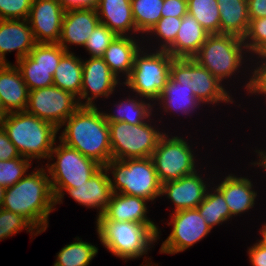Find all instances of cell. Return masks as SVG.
<instances>
[{"instance_id":"6da1fadb","label":"cell","mask_w":266,"mask_h":266,"mask_svg":"<svg viewBox=\"0 0 266 266\" xmlns=\"http://www.w3.org/2000/svg\"><path fill=\"white\" fill-rule=\"evenodd\" d=\"M35 170L5 189L2 208L23 216L36 231L43 233L50 213L56 209V200L50 176L44 168Z\"/></svg>"},{"instance_id":"7a4b0ae2","label":"cell","mask_w":266,"mask_h":266,"mask_svg":"<svg viewBox=\"0 0 266 266\" xmlns=\"http://www.w3.org/2000/svg\"><path fill=\"white\" fill-rule=\"evenodd\" d=\"M64 125L59 141L100 166L112 159L108 122L99 108L80 106L61 127Z\"/></svg>"},{"instance_id":"3957f363","label":"cell","mask_w":266,"mask_h":266,"mask_svg":"<svg viewBox=\"0 0 266 266\" xmlns=\"http://www.w3.org/2000/svg\"><path fill=\"white\" fill-rule=\"evenodd\" d=\"M22 157L48 159L59 129L26 111L7 113L4 128Z\"/></svg>"},{"instance_id":"277c9868","label":"cell","mask_w":266,"mask_h":266,"mask_svg":"<svg viewBox=\"0 0 266 266\" xmlns=\"http://www.w3.org/2000/svg\"><path fill=\"white\" fill-rule=\"evenodd\" d=\"M111 171L112 193L139 196L147 200H155L161 196L160 183L151 157L111 159L105 166Z\"/></svg>"},{"instance_id":"5b68a950","label":"cell","mask_w":266,"mask_h":266,"mask_svg":"<svg viewBox=\"0 0 266 266\" xmlns=\"http://www.w3.org/2000/svg\"><path fill=\"white\" fill-rule=\"evenodd\" d=\"M96 227L102 245L123 260L142 257L158 240L147 225L140 223L97 220Z\"/></svg>"},{"instance_id":"8992f818","label":"cell","mask_w":266,"mask_h":266,"mask_svg":"<svg viewBox=\"0 0 266 266\" xmlns=\"http://www.w3.org/2000/svg\"><path fill=\"white\" fill-rule=\"evenodd\" d=\"M144 47L136 54L131 74L123 84L138 97L156 102L170 77V66L175 58L166 50L147 53Z\"/></svg>"},{"instance_id":"52a82bcc","label":"cell","mask_w":266,"mask_h":266,"mask_svg":"<svg viewBox=\"0 0 266 266\" xmlns=\"http://www.w3.org/2000/svg\"><path fill=\"white\" fill-rule=\"evenodd\" d=\"M242 38L229 34H209L193 57L219 81L231 78L244 64L247 50ZM245 51V52H244Z\"/></svg>"},{"instance_id":"ba28073f","label":"cell","mask_w":266,"mask_h":266,"mask_svg":"<svg viewBox=\"0 0 266 266\" xmlns=\"http://www.w3.org/2000/svg\"><path fill=\"white\" fill-rule=\"evenodd\" d=\"M148 121L138 125L126 122H108L112 159L151 157L160 139L166 134L160 132ZM149 122V123H148Z\"/></svg>"},{"instance_id":"9c48e42d","label":"cell","mask_w":266,"mask_h":266,"mask_svg":"<svg viewBox=\"0 0 266 266\" xmlns=\"http://www.w3.org/2000/svg\"><path fill=\"white\" fill-rule=\"evenodd\" d=\"M170 76L192 90L202 104L234 103L222 82L193 58H175L170 66Z\"/></svg>"},{"instance_id":"30bf717a","label":"cell","mask_w":266,"mask_h":266,"mask_svg":"<svg viewBox=\"0 0 266 266\" xmlns=\"http://www.w3.org/2000/svg\"><path fill=\"white\" fill-rule=\"evenodd\" d=\"M59 143L57 146L54 145L48 158L50 161L57 158L56 162L46 164L52 188H75L86 183L102 167L76 149L61 141Z\"/></svg>"},{"instance_id":"8fae6325","label":"cell","mask_w":266,"mask_h":266,"mask_svg":"<svg viewBox=\"0 0 266 266\" xmlns=\"http://www.w3.org/2000/svg\"><path fill=\"white\" fill-rule=\"evenodd\" d=\"M192 146L179 136L165 134L159 141L151 158L161 184L194 174L196 156Z\"/></svg>"},{"instance_id":"7c38bea8","label":"cell","mask_w":266,"mask_h":266,"mask_svg":"<svg viewBox=\"0 0 266 266\" xmlns=\"http://www.w3.org/2000/svg\"><path fill=\"white\" fill-rule=\"evenodd\" d=\"M79 107L76 96L52 85L29 91L25 111L54 124L60 130L65 120Z\"/></svg>"},{"instance_id":"4fadbf2b","label":"cell","mask_w":266,"mask_h":266,"mask_svg":"<svg viewBox=\"0 0 266 266\" xmlns=\"http://www.w3.org/2000/svg\"><path fill=\"white\" fill-rule=\"evenodd\" d=\"M170 217L168 225L172 224V232L162 243L161 253L173 255L183 252L212 230L197 209L173 212Z\"/></svg>"},{"instance_id":"5bb4252c","label":"cell","mask_w":266,"mask_h":266,"mask_svg":"<svg viewBox=\"0 0 266 266\" xmlns=\"http://www.w3.org/2000/svg\"><path fill=\"white\" fill-rule=\"evenodd\" d=\"M119 79L110 71L102 57L82 60V89L77 98L79 105L94 107L96 98L105 96L108 99L114 93L116 85L122 84ZM82 99L86 101L83 102Z\"/></svg>"},{"instance_id":"9a60e30c","label":"cell","mask_w":266,"mask_h":266,"mask_svg":"<svg viewBox=\"0 0 266 266\" xmlns=\"http://www.w3.org/2000/svg\"><path fill=\"white\" fill-rule=\"evenodd\" d=\"M56 205L64 198V191L67 192L78 204L88 208L99 210L97 218L106 209L111 195L109 172L102 166L86 183L75 186V188H52Z\"/></svg>"},{"instance_id":"2e32d148","label":"cell","mask_w":266,"mask_h":266,"mask_svg":"<svg viewBox=\"0 0 266 266\" xmlns=\"http://www.w3.org/2000/svg\"><path fill=\"white\" fill-rule=\"evenodd\" d=\"M65 10L58 0H33L28 17L36 43H58Z\"/></svg>"},{"instance_id":"e0dca14e","label":"cell","mask_w":266,"mask_h":266,"mask_svg":"<svg viewBox=\"0 0 266 266\" xmlns=\"http://www.w3.org/2000/svg\"><path fill=\"white\" fill-rule=\"evenodd\" d=\"M147 202L149 200L139 196L112 193L106 209L96 220H112L147 225L159 239L160 230L158 226L146 215L148 213Z\"/></svg>"},{"instance_id":"ac0fdd59","label":"cell","mask_w":266,"mask_h":266,"mask_svg":"<svg viewBox=\"0 0 266 266\" xmlns=\"http://www.w3.org/2000/svg\"><path fill=\"white\" fill-rule=\"evenodd\" d=\"M199 175L196 171L194 174L162 184L161 196L165 195L173 202V212L196 209L203 201L210 184H206L203 176Z\"/></svg>"},{"instance_id":"d6986e66","label":"cell","mask_w":266,"mask_h":266,"mask_svg":"<svg viewBox=\"0 0 266 266\" xmlns=\"http://www.w3.org/2000/svg\"><path fill=\"white\" fill-rule=\"evenodd\" d=\"M36 44L28 19H0V64H9L6 53L16 50L17 62L29 55Z\"/></svg>"},{"instance_id":"ffe728a7","label":"cell","mask_w":266,"mask_h":266,"mask_svg":"<svg viewBox=\"0 0 266 266\" xmlns=\"http://www.w3.org/2000/svg\"><path fill=\"white\" fill-rule=\"evenodd\" d=\"M100 23L95 8L66 10L58 44L69 51L70 44L85 46L87 39ZM69 45H68V44Z\"/></svg>"},{"instance_id":"44dd1931","label":"cell","mask_w":266,"mask_h":266,"mask_svg":"<svg viewBox=\"0 0 266 266\" xmlns=\"http://www.w3.org/2000/svg\"><path fill=\"white\" fill-rule=\"evenodd\" d=\"M29 89L19 69L9 64H0V107L6 113L25 111Z\"/></svg>"},{"instance_id":"7402d4cb","label":"cell","mask_w":266,"mask_h":266,"mask_svg":"<svg viewBox=\"0 0 266 266\" xmlns=\"http://www.w3.org/2000/svg\"><path fill=\"white\" fill-rule=\"evenodd\" d=\"M216 187L222 192L229 207L230 218L254 207L257 192L253 189L251 179L229 174Z\"/></svg>"},{"instance_id":"603a6c76","label":"cell","mask_w":266,"mask_h":266,"mask_svg":"<svg viewBox=\"0 0 266 266\" xmlns=\"http://www.w3.org/2000/svg\"><path fill=\"white\" fill-rule=\"evenodd\" d=\"M96 11L100 23L117 36H129V32L139 33L134 23L131 0H99Z\"/></svg>"},{"instance_id":"cb8c5ba5","label":"cell","mask_w":266,"mask_h":266,"mask_svg":"<svg viewBox=\"0 0 266 266\" xmlns=\"http://www.w3.org/2000/svg\"><path fill=\"white\" fill-rule=\"evenodd\" d=\"M209 33L190 14L182 17L175 41L166 49L173 58H193Z\"/></svg>"},{"instance_id":"d4e9b609","label":"cell","mask_w":266,"mask_h":266,"mask_svg":"<svg viewBox=\"0 0 266 266\" xmlns=\"http://www.w3.org/2000/svg\"><path fill=\"white\" fill-rule=\"evenodd\" d=\"M138 43L132 36H117L105 50L102 58L117 78L121 72L126 79L130 76L134 58L141 49Z\"/></svg>"},{"instance_id":"484cf974","label":"cell","mask_w":266,"mask_h":266,"mask_svg":"<svg viewBox=\"0 0 266 266\" xmlns=\"http://www.w3.org/2000/svg\"><path fill=\"white\" fill-rule=\"evenodd\" d=\"M217 3L220 14L219 34L243 39L250 24L247 0H217Z\"/></svg>"},{"instance_id":"4316f807","label":"cell","mask_w":266,"mask_h":266,"mask_svg":"<svg viewBox=\"0 0 266 266\" xmlns=\"http://www.w3.org/2000/svg\"><path fill=\"white\" fill-rule=\"evenodd\" d=\"M165 113H184L189 115L201 106V102L194 96L192 90L169 77L164 89L157 100ZM175 111V112H174Z\"/></svg>"},{"instance_id":"83f0119b","label":"cell","mask_w":266,"mask_h":266,"mask_svg":"<svg viewBox=\"0 0 266 266\" xmlns=\"http://www.w3.org/2000/svg\"><path fill=\"white\" fill-rule=\"evenodd\" d=\"M53 85L78 98L82 89V59L67 52L55 70Z\"/></svg>"},{"instance_id":"f1b7e54d","label":"cell","mask_w":266,"mask_h":266,"mask_svg":"<svg viewBox=\"0 0 266 266\" xmlns=\"http://www.w3.org/2000/svg\"><path fill=\"white\" fill-rule=\"evenodd\" d=\"M128 97L130 98H125L124 101L120 100L119 104H115L118 107L117 114L103 112L107 122H126L130 125H138L146 122L152 116L155 102L147 103L144 99H137L138 96H134L135 99L130 95Z\"/></svg>"},{"instance_id":"f546056e","label":"cell","mask_w":266,"mask_h":266,"mask_svg":"<svg viewBox=\"0 0 266 266\" xmlns=\"http://www.w3.org/2000/svg\"><path fill=\"white\" fill-rule=\"evenodd\" d=\"M214 187H211L212 191H207L205 198L196 208L211 229L230 219V210L223 194L216 186Z\"/></svg>"},{"instance_id":"4dcf8cb0","label":"cell","mask_w":266,"mask_h":266,"mask_svg":"<svg viewBox=\"0 0 266 266\" xmlns=\"http://www.w3.org/2000/svg\"><path fill=\"white\" fill-rule=\"evenodd\" d=\"M76 237V242L65 245L57 254L58 266H89L98 253V247Z\"/></svg>"},{"instance_id":"1f68e13d","label":"cell","mask_w":266,"mask_h":266,"mask_svg":"<svg viewBox=\"0 0 266 266\" xmlns=\"http://www.w3.org/2000/svg\"><path fill=\"white\" fill-rule=\"evenodd\" d=\"M15 66L21 72L29 91L53 85V76L56 68L39 66L29 55L18 60Z\"/></svg>"},{"instance_id":"d6a6232c","label":"cell","mask_w":266,"mask_h":266,"mask_svg":"<svg viewBox=\"0 0 266 266\" xmlns=\"http://www.w3.org/2000/svg\"><path fill=\"white\" fill-rule=\"evenodd\" d=\"M164 0H131V8L136 29L148 33L161 19Z\"/></svg>"},{"instance_id":"836d02e7","label":"cell","mask_w":266,"mask_h":266,"mask_svg":"<svg viewBox=\"0 0 266 266\" xmlns=\"http://www.w3.org/2000/svg\"><path fill=\"white\" fill-rule=\"evenodd\" d=\"M187 9L209 34H219L220 14L217 0H187Z\"/></svg>"},{"instance_id":"e575fe53","label":"cell","mask_w":266,"mask_h":266,"mask_svg":"<svg viewBox=\"0 0 266 266\" xmlns=\"http://www.w3.org/2000/svg\"><path fill=\"white\" fill-rule=\"evenodd\" d=\"M67 53L58 43H37L29 56L44 68H57L61 58Z\"/></svg>"},{"instance_id":"d590c367","label":"cell","mask_w":266,"mask_h":266,"mask_svg":"<svg viewBox=\"0 0 266 266\" xmlns=\"http://www.w3.org/2000/svg\"><path fill=\"white\" fill-rule=\"evenodd\" d=\"M31 160L18 157L7 161H0V185L5 188L13 186L27 173L31 167Z\"/></svg>"},{"instance_id":"8d00e7d4","label":"cell","mask_w":266,"mask_h":266,"mask_svg":"<svg viewBox=\"0 0 266 266\" xmlns=\"http://www.w3.org/2000/svg\"><path fill=\"white\" fill-rule=\"evenodd\" d=\"M182 17H161V19L149 30L147 35H155L160 39L158 48L154 50H166L174 41L181 25ZM162 43V44H161Z\"/></svg>"},{"instance_id":"74e56055","label":"cell","mask_w":266,"mask_h":266,"mask_svg":"<svg viewBox=\"0 0 266 266\" xmlns=\"http://www.w3.org/2000/svg\"><path fill=\"white\" fill-rule=\"evenodd\" d=\"M24 229L31 233V236L40 234L38 231H34L36 229L23 216L3 208L0 209V240Z\"/></svg>"},{"instance_id":"f35d334b","label":"cell","mask_w":266,"mask_h":266,"mask_svg":"<svg viewBox=\"0 0 266 266\" xmlns=\"http://www.w3.org/2000/svg\"><path fill=\"white\" fill-rule=\"evenodd\" d=\"M243 41L247 52L251 55L262 53L266 49V17L250 20Z\"/></svg>"},{"instance_id":"ab89813d","label":"cell","mask_w":266,"mask_h":266,"mask_svg":"<svg viewBox=\"0 0 266 266\" xmlns=\"http://www.w3.org/2000/svg\"><path fill=\"white\" fill-rule=\"evenodd\" d=\"M116 37L117 35L108 27L99 23L87 39L84 48L91 55L90 57H102L109 44Z\"/></svg>"},{"instance_id":"60d3db41","label":"cell","mask_w":266,"mask_h":266,"mask_svg":"<svg viewBox=\"0 0 266 266\" xmlns=\"http://www.w3.org/2000/svg\"><path fill=\"white\" fill-rule=\"evenodd\" d=\"M33 0H0V19H28Z\"/></svg>"},{"instance_id":"b9f144b4","label":"cell","mask_w":266,"mask_h":266,"mask_svg":"<svg viewBox=\"0 0 266 266\" xmlns=\"http://www.w3.org/2000/svg\"><path fill=\"white\" fill-rule=\"evenodd\" d=\"M256 55V59L261 58V61L255 63L257 67L255 66L252 70V76L249 81H247L248 83H246L245 89L247 93L255 95L258 93L266 97V56L263 53H258Z\"/></svg>"},{"instance_id":"7bdbcfd3","label":"cell","mask_w":266,"mask_h":266,"mask_svg":"<svg viewBox=\"0 0 266 266\" xmlns=\"http://www.w3.org/2000/svg\"><path fill=\"white\" fill-rule=\"evenodd\" d=\"M188 12L187 0H164L162 17H183Z\"/></svg>"},{"instance_id":"ee69618b","label":"cell","mask_w":266,"mask_h":266,"mask_svg":"<svg viewBox=\"0 0 266 266\" xmlns=\"http://www.w3.org/2000/svg\"><path fill=\"white\" fill-rule=\"evenodd\" d=\"M21 157L15 145L10 141L4 129L0 130V161Z\"/></svg>"},{"instance_id":"f6af8a7d","label":"cell","mask_w":266,"mask_h":266,"mask_svg":"<svg viewBox=\"0 0 266 266\" xmlns=\"http://www.w3.org/2000/svg\"><path fill=\"white\" fill-rule=\"evenodd\" d=\"M252 266H266V244L258 240L247 251Z\"/></svg>"},{"instance_id":"bcb514c9","label":"cell","mask_w":266,"mask_h":266,"mask_svg":"<svg viewBox=\"0 0 266 266\" xmlns=\"http://www.w3.org/2000/svg\"><path fill=\"white\" fill-rule=\"evenodd\" d=\"M249 19L266 17V0H247Z\"/></svg>"},{"instance_id":"7dc6e473","label":"cell","mask_w":266,"mask_h":266,"mask_svg":"<svg viewBox=\"0 0 266 266\" xmlns=\"http://www.w3.org/2000/svg\"><path fill=\"white\" fill-rule=\"evenodd\" d=\"M64 10L96 8L99 0H58Z\"/></svg>"},{"instance_id":"c3c4849f","label":"cell","mask_w":266,"mask_h":266,"mask_svg":"<svg viewBox=\"0 0 266 266\" xmlns=\"http://www.w3.org/2000/svg\"><path fill=\"white\" fill-rule=\"evenodd\" d=\"M255 152L258 154L257 156L259 157V160L251 163L254 166H260L263 168V171H266V150L265 151H260V150H255Z\"/></svg>"},{"instance_id":"681fc988","label":"cell","mask_w":266,"mask_h":266,"mask_svg":"<svg viewBox=\"0 0 266 266\" xmlns=\"http://www.w3.org/2000/svg\"><path fill=\"white\" fill-rule=\"evenodd\" d=\"M7 113L0 107V130L4 128Z\"/></svg>"},{"instance_id":"f907efd6","label":"cell","mask_w":266,"mask_h":266,"mask_svg":"<svg viewBox=\"0 0 266 266\" xmlns=\"http://www.w3.org/2000/svg\"><path fill=\"white\" fill-rule=\"evenodd\" d=\"M5 187L0 185V209H2L3 203H4V197H5Z\"/></svg>"},{"instance_id":"816d5d0a","label":"cell","mask_w":266,"mask_h":266,"mask_svg":"<svg viewBox=\"0 0 266 266\" xmlns=\"http://www.w3.org/2000/svg\"><path fill=\"white\" fill-rule=\"evenodd\" d=\"M260 235L262 234L261 241L266 244V224H264L260 230Z\"/></svg>"},{"instance_id":"f5cc1de1","label":"cell","mask_w":266,"mask_h":266,"mask_svg":"<svg viewBox=\"0 0 266 266\" xmlns=\"http://www.w3.org/2000/svg\"><path fill=\"white\" fill-rule=\"evenodd\" d=\"M146 263H147V265H143V264H141V266H152V265H150V264H152V263H150V262H148L147 260H144ZM155 266H157L156 264H154Z\"/></svg>"},{"instance_id":"db71d44e","label":"cell","mask_w":266,"mask_h":266,"mask_svg":"<svg viewBox=\"0 0 266 266\" xmlns=\"http://www.w3.org/2000/svg\"><path fill=\"white\" fill-rule=\"evenodd\" d=\"M262 53L266 56V49Z\"/></svg>"}]
</instances>
